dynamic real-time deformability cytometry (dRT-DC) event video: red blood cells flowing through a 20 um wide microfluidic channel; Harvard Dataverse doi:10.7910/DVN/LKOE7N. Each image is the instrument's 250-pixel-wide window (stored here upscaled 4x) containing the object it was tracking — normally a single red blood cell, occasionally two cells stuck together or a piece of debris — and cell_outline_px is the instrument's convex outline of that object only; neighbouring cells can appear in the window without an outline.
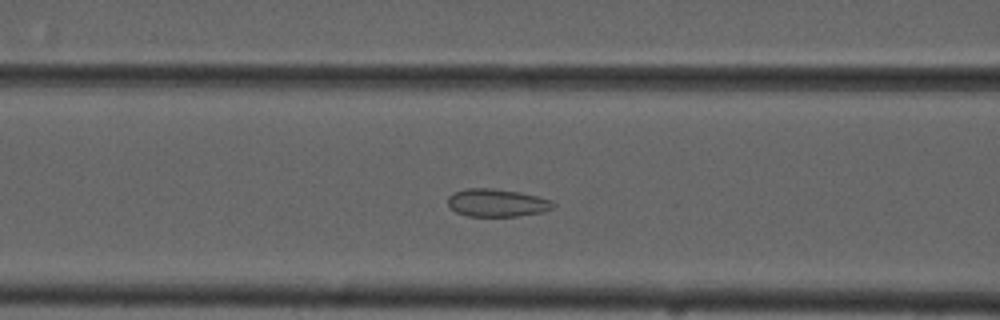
{"species": "common noctule bat (a hibernating species)", "species_latin": "Nyctalus noctula", "temperature_condition": "cold", "stored_images_in_passage": 28, "camera_frame_rate_fps": 3000, "um_per_image_px": 0.085, "animal": {"sex": "male", "forearm_length_mm": 52.5}, "frame": {"image": 1, "passage_image": 12, "time_ms": 3.667, "image_size_px": [1000, 320], "cell_outline_px": [[556, 204], [552, 208], [544, 212], [520, 216], [468, 216], [456, 212], [448, 204], [448, 196], [452, 192], [464, 188], [492, 188], [520, 192], [552, 200]], "centroid_in_image_um": [42.24, 17.23], "position_along_channel_um": 124.4, "area_um2": 17.22}}